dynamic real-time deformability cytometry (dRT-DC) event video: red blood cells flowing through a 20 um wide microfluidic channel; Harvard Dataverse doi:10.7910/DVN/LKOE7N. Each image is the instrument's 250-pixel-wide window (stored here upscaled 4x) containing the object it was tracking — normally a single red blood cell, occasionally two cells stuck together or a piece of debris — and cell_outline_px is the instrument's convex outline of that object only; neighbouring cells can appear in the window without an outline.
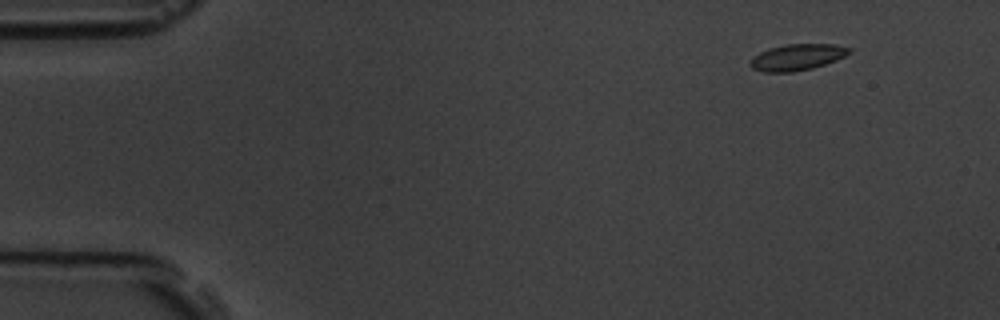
{"species": "common noctule bat (a hibernating species)", "species_latin": "Nyctalus noctula", "temperature_condition": "room temperature", "stored_images_in_passage": 4, "camera_frame_rate_fps": 3000, "um_per_image_px": 0.085, "animal": {"sex": "male", "body_mass_g": 19.5, "forearm_length_mm": 54.6}, "frame": {"image": 1, "passage_image": 1, "time_ms": 0.0, "image_size_px": [1000, 320], "cell_outline_px": [[852, 52], [836, 60], [812, 68], [792, 72], [764, 72], [752, 68], [752, 56], [768, 48], [784, 44], [836, 44], [852, 48]], "centroid_in_image_um": [67.78, 4.84], "position_along_channel_um": 17.2, "area_um2": 15.14}}
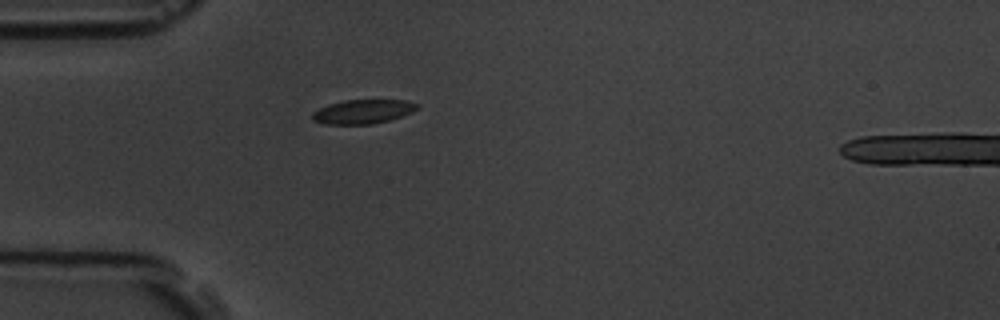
{"frame": {"image": 2, "passage_image": 4, "time_ms": 3.667, "image_size_px": [1000, 320], "cell_outline_px": [[420, 108], [412, 112], [388, 120], [372, 124], [324, 124], [312, 120], [312, 112], [328, 104], [344, 100], [404, 100], [420, 104]], "centroid_in_image_um": [30.85, 9.48], "position_along_channel_um": 54.2, "area_um2": 14.74}}